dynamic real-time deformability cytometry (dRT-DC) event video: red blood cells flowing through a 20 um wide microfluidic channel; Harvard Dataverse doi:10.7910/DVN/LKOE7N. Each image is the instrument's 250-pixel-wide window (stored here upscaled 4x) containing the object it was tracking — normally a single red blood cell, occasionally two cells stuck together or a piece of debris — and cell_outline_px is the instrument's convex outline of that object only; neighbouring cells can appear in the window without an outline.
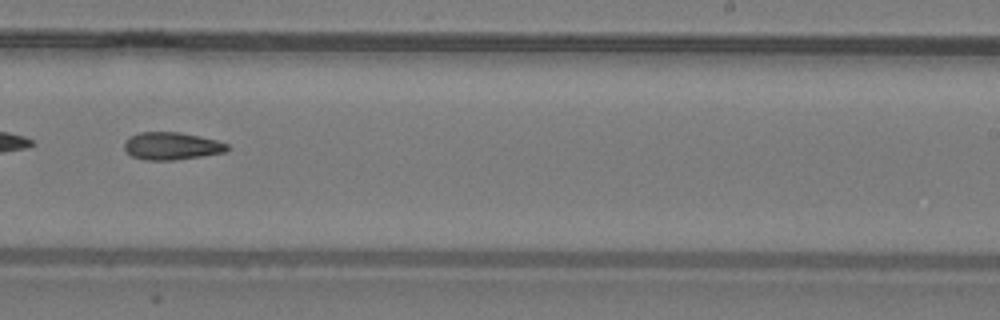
{"species": "common noctule bat (a hibernating species)", "species_latin": "Nyctalus noctula", "temperature_condition": "warm", "stored_images_in_passage": 21, "camera_frame_rate_fps": 3000, "um_per_image_px": 0.085, "animal": {"sex": "male", "body_mass_g": 19.2, "forearm_length_mm": 51.8}, "frame": {"image": 1, "passage_image": 12, "time_ms": 3.667, "image_size_px": [1000, 320], "cell_outline_px": [[228, 152], [176, 160], [144, 160], [132, 156], [124, 148], [124, 140], [128, 136], [140, 132], [180, 132], [200, 136], [216, 140], [228, 144]], "centroid_in_image_um": [14.58, 12.41], "position_along_channel_um": 274.4, "area_um2": 16.7}}